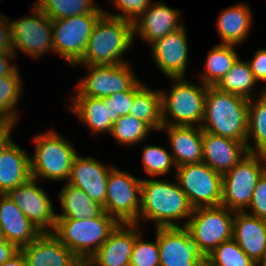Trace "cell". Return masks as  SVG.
I'll return each instance as SVG.
<instances>
[{"mask_svg":"<svg viewBox=\"0 0 266 266\" xmlns=\"http://www.w3.org/2000/svg\"><path fill=\"white\" fill-rule=\"evenodd\" d=\"M160 266H206V257L185 227H157Z\"/></svg>","mask_w":266,"mask_h":266,"instance_id":"14","label":"cell"},{"mask_svg":"<svg viewBox=\"0 0 266 266\" xmlns=\"http://www.w3.org/2000/svg\"><path fill=\"white\" fill-rule=\"evenodd\" d=\"M103 14H82L52 20L54 53L76 65L83 57L87 41Z\"/></svg>","mask_w":266,"mask_h":266,"instance_id":"11","label":"cell"},{"mask_svg":"<svg viewBox=\"0 0 266 266\" xmlns=\"http://www.w3.org/2000/svg\"><path fill=\"white\" fill-rule=\"evenodd\" d=\"M234 214L221 205L193 208L185 228L205 257L220 243L233 239Z\"/></svg>","mask_w":266,"mask_h":266,"instance_id":"8","label":"cell"},{"mask_svg":"<svg viewBox=\"0 0 266 266\" xmlns=\"http://www.w3.org/2000/svg\"><path fill=\"white\" fill-rule=\"evenodd\" d=\"M185 25L162 38L152 45L155 63L169 78L184 77L188 62V45Z\"/></svg>","mask_w":266,"mask_h":266,"instance_id":"17","label":"cell"},{"mask_svg":"<svg viewBox=\"0 0 266 266\" xmlns=\"http://www.w3.org/2000/svg\"><path fill=\"white\" fill-rule=\"evenodd\" d=\"M119 222L104 211L94 218H57L52 234L83 264L102 246Z\"/></svg>","mask_w":266,"mask_h":266,"instance_id":"4","label":"cell"},{"mask_svg":"<svg viewBox=\"0 0 266 266\" xmlns=\"http://www.w3.org/2000/svg\"><path fill=\"white\" fill-rule=\"evenodd\" d=\"M103 99L111 111V120L115 122L119 117L129 115L134 100V85L129 90L117 92Z\"/></svg>","mask_w":266,"mask_h":266,"instance_id":"39","label":"cell"},{"mask_svg":"<svg viewBox=\"0 0 266 266\" xmlns=\"http://www.w3.org/2000/svg\"><path fill=\"white\" fill-rule=\"evenodd\" d=\"M178 10L169 8L164 3L150 4V7L134 22V33H139L148 43L164 37L168 33L182 28L178 23L180 18Z\"/></svg>","mask_w":266,"mask_h":266,"instance_id":"23","label":"cell"},{"mask_svg":"<svg viewBox=\"0 0 266 266\" xmlns=\"http://www.w3.org/2000/svg\"><path fill=\"white\" fill-rule=\"evenodd\" d=\"M248 208L252 213L245 210L246 213L266 220V171L258 180Z\"/></svg>","mask_w":266,"mask_h":266,"instance_id":"41","label":"cell"},{"mask_svg":"<svg viewBox=\"0 0 266 266\" xmlns=\"http://www.w3.org/2000/svg\"><path fill=\"white\" fill-rule=\"evenodd\" d=\"M140 233L136 223H119L84 266H129L135 238Z\"/></svg>","mask_w":266,"mask_h":266,"instance_id":"16","label":"cell"},{"mask_svg":"<svg viewBox=\"0 0 266 266\" xmlns=\"http://www.w3.org/2000/svg\"><path fill=\"white\" fill-rule=\"evenodd\" d=\"M114 5L120 9L121 14H109L105 12L104 14L121 18L123 20L134 22L139 19V17L150 7L152 3L151 0H112Z\"/></svg>","mask_w":266,"mask_h":266,"instance_id":"40","label":"cell"},{"mask_svg":"<svg viewBox=\"0 0 266 266\" xmlns=\"http://www.w3.org/2000/svg\"><path fill=\"white\" fill-rule=\"evenodd\" d=\"M141 182L142 179H137L128 172L113 167L108 174L104 212L119 223L138 225Z\"/></svg>","mask_w":266,"mask_h":266,"instance_id":"9","label":"cell"},{"mask_svg":"<svg viewBox=\"0 0 266 266\" xmlns=\"http://www.w3.org/2000/svg\"><path fill=\"white\" fill-rule=\"evenodd\" d=\"M90 73L77 86V95L106 98L129 90L137 81L128 63L117 65H86Z\"/></svg>","mask_w":266,"mask_h":266,"instance_id":"13","label":"cell"},{"mask_svg":"<svg viewBox=\"0 0 266 266\" xmlns=\"http://www.w3.org/2000/svg\"><path fill=\"white\" fill-rule=\"evenodd\" d=\"M16 123L7 119H0V152L14 141L11 139V130Z\"/></svg>","mask_w":266,"mask_h":266,"instance_id":"45","label":"cell"},{"mask_svg":"<svg viewBox=\"0 0 266 266\" xmlns=\"http://www.w3.org/2000/svg\"><path fill=\"white\" fill-rule=\"evenodd\" d=\"M206 266H257L234 239L220 243L206 257Z\"/></svg>","mask_w":266,"mask_h":266,"instance_id":"34","label":"cell"},{"mask_svg":"<svg viewBox=\"0 0 266 266\" xmlns=\"http://www.w3.org/2000/svg\"><path fill=\"white\" fill-rule=\"evenodd\" d=\"M152 131V128L145 122L134 118L131 115L119 117L113 124L111 133L112 136L120 144H135L139 143Z\"/></svg>","mask_w":266,"mask_h":266,"instance_id":"36","label":"cell"},{"mask_svg":"<svg viewBox=\"0 0 266 266\" xmlns=\"http://www.w3.org/2000/svg\"><path fill=\"white\" fill-rule=\"evenodd\" d=\"M266 266V253L264 257L257 263V266Z\"/></svg>","mask_w":266,"mask_h":266,"instance_id":"48","label":"cell"},{"mask_svg":"<svg viewBox=\"0 0 266 266\" xmlns=\"http://www.w3.org/2000/svg\"><path fill=\"white\" fill-rule=\"evenodd\" d=\"M20 249L0 235V266L13 257Z\"/></svg>","mask_w":266,"mask_h":266,"instance_id":"46","label":"cell"},{"mask_svg":"<svg viewBox=\"0 0 266 266\" xmlns=\"http://www.w3.org/2000/svg\"><path fill=\"white\" fill-rule=\"evenodd\" d=\"M30 17L10 21L13 52L16 48L31 57L40 58L45 52L53 51L52 20L35 4Z\"/></svg>","mask_w":266,"mask_h":266,"instance_id":"12","label":"cell"},{"mask_svg":"<svg viewBox=\"0 0 266 266\" xmlns=\"http://www.w3.org/2000/svg\"><path fill=\"white\" fill-rule=\"evenodd\" d=\"M129 115L160 131L163 126L160 91L148 89L138 80L134 84V100Z\"/></svg>","mask_w":266,"mask_h":266,"instance_id":"28","label":"cell"},{"mask_svg":"<svg viewBox=\"0 0 266 266\" xmlns=\"http://www.w3.org/2000/svg\"><path fill=\"white\" fill-rule=\"evenodd\" d=\"M248 64L256 81H266V48L258 49ZM264 90L266 91V87Z\"/></svg>","mask_w":266,"mask_h":266,"instance_id":"42","label":"cell"},{"mask_svg":"<svg viewBox=\"0 0 266 266\" xmlns=\"http://www.w3.org/2000/svg\"><path fill=\"white\" fill-rule=\"evenodd\" d=\"M20 250L27 266H84L52 233H41Z\"/></svg>","mask_w":266,"mask_h":266,"instance_id":"19","label":"cell"},{"mask_svg":"<svg viewBox=\"0 0 266 266\" xmlns=\"http://www.w3.org/2000/svg\"><path fill=\"white\" fill-rule=\"evenodd\" d=\"M71 110L76 113L81 122L91 129L92 133H111L114 122L111 111L106 107L105 100L98 97L74 96Z\"/></svg>","mask_w":266,"mask_h":266,"instance_id":"27","label":"cell"},{"mask_svg":"<svg viewBox=\"0 0 266 266\" xmlns=\"http://www.w3.org/2000/svg\"><path fill=\"white\" fill-rule=\"evenodd\" d=\"M178 185L193 208L219 206L222 199V174L204 162L176 167Z\"/></svg>","mask_w":266,"mask_h":266,"instance_id":"10","label":"cell"},{"mask_svg":"<svg viewBox=\"0 0 266 266\" xmlns=\"http://www.w3.org/2000/svg\"><path fill=\"white\" fill-rule=\"evenodd\" d=\"M134 24L121 18L103 14L94 26L87 41L82 59L83 65H117L126 63L122 55L132 45Z\"/></svg>","mask_w":266,"mask_h":266,"instance_id":"3","label":"cell"},{"mask_svg":"<svg viewBox=\"0 0 266 266\" xmlns=\"http://www.w3.org/2000/svg\"><path fill=\"white\" fill-rule=\"evenodd\" d=\"M249 99L207 86L201 129L225 138L247 142Z\"/></svg>","mask_w":266,"mask_h":266,"instance_id":"2","label":"cell"},{"mask_svg":"<svg viewBox=\"0 0 266 266\" xmlns=\"http://www.w3.org/2000/svg\"><path fill=\"white\" fill-rule=\"evenodd\" d=\"M235 45L217 44L208 53L205 63V74L201 75L204 85L215 86L226 75L239 59Z\"/></svg>","mask_w":266,"mask_h":266,"instance_id":"30","label":"cell"},{"mask_svg":"<svg viewBox=\"0 0 266 266\" xmlns=\"http://www.w3.org/2000/svg\"><path fill=\"white\" fill-rule=\"evenodd\" d=\"M265 171L266 156L254 153L244 156L230 171L222 175L221 206L234 212L247 210L258 180Z\"/></svg>","mask_w":266,"mask_h":266,"instance_id":"7","label":"cell"},{"mask_svg":"<svg viewBox=\"0 0 266 266\" xmlns=\"http://www.w3.org/2000/svg\"><path fill=\"white\" fill-rule=\"evenodd\" d=\"M192 211L193 207L178 183L142 179L139 219L153 221L157 228L180 227L175 221L187 218L181 225L185 227Z\"/></svg>","mask_w":266,"mask_h":266,"instance_id":"1","label":"cell"},{"mask_svg":"<svg viewBox=\"0 0 266 266\" xmlns=\"http://www.w3.org/2000/svg\"><path fill=\"white\" fill-rule=\"evenodd\" d=\"M30 178V157L13 141L0 152V194H6Z\"/></svg>","mask_w":266,"mask_h":266,"instance_id":"25","label":"cell"},{"mask_svg":"<svg viewBox=\"0 0 266 266\" xmlns=\"http://www.w3.org/2000/svg\"><path fill=\"white\" fill-rule=\"evenodd\" d=\"M248 62L238 59L230 71L222 77L215 87L226 93H232L251 99L253 86L256 85Z\"/></svg>","mask_w":266,"mask_h":266,"instance_id":"33","label":"cell"},{"mask_svg":"<svg viewBox=\"0 0 266 266\" xmlns=\"http://www.w3.org/2000/svg\"><path fill=\"white\" fill-rule=\"evenodd\" d=\"M233 239L257 264L266 253V220L244 212H235Z\"/></svg>","mask_w":266,"mask_h":266,"instance_id":"22","label":"cell"},{"mask_svg":"<svg viewBox=\"0 0 266 266\" xmlns=\"http://www.w3.org/2000/svg\"><path fill=\"white\" fill-rule=\"evenodd\" d=\"M142 163L145 172L153 177L168 174L172 166L176 169L172 154L162 146H145L142 151Z\"/></svg>","mask_w":266,"mask_h":266,"instance_id":"37","label":"cell"},{"mask_svg":"<svg viewBox=\"0 0 266 266\" xmlns=\"http://www.w3.org/2000/svg\"><path fill=\"white\" fill-rule=\"evenodd\" d=\"M63 214L57 218L85 219L99 216L103 206L92 200L83 190L66 182L58 195Z\"/></svg>","mask_w":266,"mask_h":266,"instance_id":"29","label":"cell"},{"mask_svg":"<svg viewBox=\"0 0 266 266\" xmlns=\"http://www.w3.org/2000/svg\"><path fill=\"white\" fill-rule=\"evenodd\" d=\"M20 78V75L0 77V119L18 121L19 114L15 107L22 93Z\"/></svg>","mask_w":266,"mask_h":266,"instance_id":"35","label":"cell"},{"mask_svg":"<svg viewBox=\"0 0 266 266\" xmlns=\"http://www.w3.org/2000/svg\"><path fill=\"white\" fill-rule=\"evenodd\" d=\"M0 232L4 239L19 249L42 233L6 194H0Z\"/></svg>","mask_w":266,"mask_h":266,"instance_id":"21","label":"cell"},{"mask_svg":"<svg viewBox=\"0 0 266 266\" xmlns=\"http://www.w3.org/2000/svg\"><path fill=\"white\" fill-rule=\"evenodd\" d=\"M34 4L51 20L82 14H104L94 0H37Z\"/></svg>","mask_w":266,"mask_h":266,"instance_id":"32","label":"cell"},{"mask_svg":"<svg viewBox=\"0 0 266 266\" xmlns=\"http://www.w3.org/2000/svg\"><path fill=\"white\" fill-rule=\"evenodd\" d=\"M33 141L36 147L34 156L30 157L31 178L68 180L74 158L78 154L73 145L51 130L35 136Z\"/></svg>","mask_w":266,"mask_h":266,"instance_id":"5","label":"cell"},{"mask_svg":"<svg viewBox=\"0 0 266 266\" xmlns=\"http://www.w3.org/2000/svg\"><path fill=\"white\" fill-rule=\"evenodd\" d=\"M14 52H1L0 51V77L9 75H20L17 66L10 65L9 59L15 57Z\"/></svg>","mask_w":266,"mask_h":266,"instance_id":"44","label":"cell"},{"mask_svg":"<svg viewBox=\"0 0 266 266\" xmlns=\"http://www.w3.org/2000/svg\"><path fill=\"white\" fill-rule=\"evenodd\" d=\"M252 14L248 6L238 3L222 11L217 19L221 44L237 45L250 33Z\"/></svg>","mask_w":266,"mask_h":266,"instance_id":"26","label":"cell"},{"mask_svg":"<svg viewBox=\"0 0 266 266\" xmlns=\"http://www.w3.org/2000/svg\"><path fill=\"white\" fill-rule=\"evenodd\" d=\"M171 79L174 85L169 93L160 90L163 125L201 126L207 85H194L184 77ZM168 114L174 121H169Z\"/></svg>","mask_w":266,"mask_h":266,"instance_id":"6","label":"cell"},{"mask_svg":"<svg viewBox=\"0 0 266 266\" xmlns=\"http://www.w3.org/2000/svg\"><path fill=\"white\" fill-rule=\"evenodd\" d=\"M142 232L135 238L129 266H160L159 247L157 242L141 240Z\"/></svg>","mask_w":266,"mask_h":266,"instance_id":"38","label":"cell"},{"mask_svg":"<svg viewBox=\"0 0 266 266\" xmlns=\"http://www.w3.org/2000/svg\"><path fill=\"white\" fill-rule=\"evenodd\" d=\"M112 168L92 157H79L77 154L67 183L83 190L92 200L104 206L108 174Z\"/></svg>","mask_w":266,"mask_h":266,"instance_id":"18","label":"cell"},{"mask_svg":"<svg viewBox=\"0 0 266 266\" xmlns=\"http://www.w3.org/2000/svg\"><path fill=\"white\" fill-rule=\"evenodd\" d=\"M36 183L37 179L30 178L26 183L10 189L6 195L18 205L24 215L42 233H52L57 214L53 210V202L47 197L46 191Z\"/></svg>","mask_w":266,"mask_h":266,"instance_id":"15","label":"cell"},{"mask_svg":"<svg viewBox=\"0 0 266 266\" xmlns=\"http://www.w3.org/2000/svg\"><path fill=\"white\" fill-rule=\"evenodd\" d=\"M253 102L252 98L249 99L246 146L249 153L266 156V91L263 90L260 97ZM251 136L255 148L249 145Z\"/></svg>","mask_w":266,"mask_h":266,"instance_id":"31","label":"cell"},{"mask_svg":"<svg viewBox=\"0 0 266 266\" xmlns=\"http://www.w3.org/2000/svg\"><path fill=\"white\" fill-rule=\"evenodd\" d=\"M160 130L168 132L176 167L202 162L203 130L200 126L163 125Z\"/></svg>","mask_w":266,"mask_h":266,"instance_id":"24","label":"cell"},{"mask_svg":"<svg viewBox=\"0 0 266 266\" xmlns=\"http://www.w3.org/2000/svg\"><path fill=\"white\" fill-rule=\"evenodd\" d=\"M246 143L203 131L202 162L223 175L249 153Z\"/></svg>","mask_w":266,"mask_h":266,"instance_id":"20","label":"cell"},{"mask_svg":"<svg viewBox=\"0 0 266 266\" xmlns=\"http://www.w3.org/2000/svg\"><path fill=\"white\" fill-rule=\"evenodd\" d=\"M0 51L13 52L10 21L5 15H0Z\"/></svg>","mask_w":266,"mask_h":266,"instance_id":"43","label":"cell"},{"mask_svg":"<svg viewBox=\"0 0 266 266\" xmlns=\"http://www.w3.org/2000/svg\"><path fill=\"white\" fill-rule=\"evenodd\" d=\"M1 266H27V262L21 250H19L13 257L8 259Z\"/></svg>","mask_w":266,"mask_h":266,"instance_id":"47","label":"cell"}]
</instances>
